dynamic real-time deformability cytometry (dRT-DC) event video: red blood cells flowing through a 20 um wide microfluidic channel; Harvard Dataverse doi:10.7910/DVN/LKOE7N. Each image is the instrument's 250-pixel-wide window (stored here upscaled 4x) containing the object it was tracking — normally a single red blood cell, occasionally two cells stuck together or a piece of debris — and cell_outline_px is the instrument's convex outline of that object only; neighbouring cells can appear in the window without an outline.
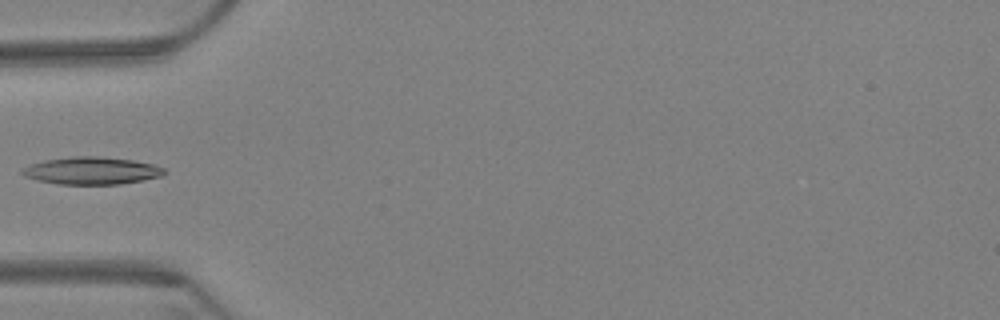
{"species": "Egyptian fruit bat (a non-hibernating species)", "species_latin": "Rousettus aegyptiacus", "temperature_condition": "warm", "stored_images_in_passage": 3, "camera_frame_rate_fps": 3000, "um_per_image_px": 0.085, "animal": {"sex": "female"}, "frame": {"image": 1, "passage_image": 3, "time_ms": 0.667, "image_size_px": [1000, 320], "cell_outline_px": [[168, 172], [160, 176], [120, 184], [60, 184], [40, 180], [24, 176], [20, 172], [28, 164], [44, 160], [72, 156], [100, 156], [132, 160], [152, 164], [164, 168]], "centroid_in_image_um": [7.77, 14.49], "position_along_channel_um": 77.2, "area_um2": 22.54}}